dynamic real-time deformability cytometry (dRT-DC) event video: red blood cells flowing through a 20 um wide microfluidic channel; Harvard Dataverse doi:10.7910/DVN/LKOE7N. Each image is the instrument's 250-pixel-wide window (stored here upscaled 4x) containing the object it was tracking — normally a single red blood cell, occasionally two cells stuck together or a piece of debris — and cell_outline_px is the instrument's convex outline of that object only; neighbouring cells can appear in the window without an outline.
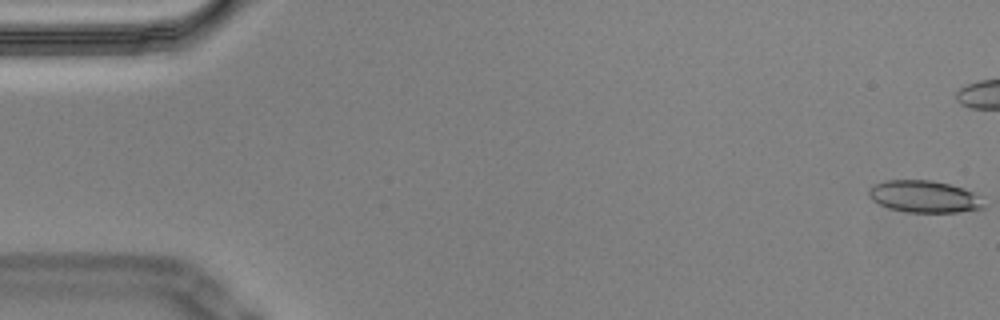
{"species": "Egyptian fruit bat (a non-hibernating species)", "species_latin": "Rousettus aegyptiacus", "temperature_condition": "cold", "stored_images_in_passage": 57, "camera_frame_rate_fps": 3000, "um_per_image_px": 0.085, "animal": {"sex": "male"}, "frame": {"image": 1, "passage_image": 1, "time_ms": 0.0, "image_size_px": [1000, 320], "cell_outline_px": [[984, 208], [956, 212], [908, 212], [888, 208], [872, 200], [868, 196], [868, 188], [876, 184], [888, 180], [932, 180], [964, 188], [980, 196], [984, 204]], "centroid_in_image_um": [78.55, 16.71], "position_along_channel_um": 6.4, "area_um2": 21.39}}
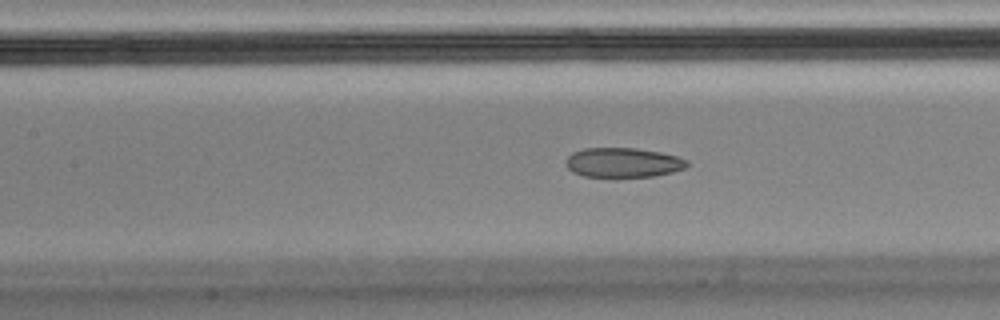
{"frame": {"image": 2, "passage_image": 25, "time_ms": 8.0, "image_size_px": [1000, 320], "cell_outline_px": [[688, 164], [684, 168], [672, 172], [652, 176], [616, 180], [584, 176], [572, 172], [568, 168], [568, 156], [572, 152], [584, 148], [636, 148], [660, 152], [676, 156], [688, 160]], "centroid_in_image_um": [52.95, 13.86], "position_along_channel_um": 154.5, "area_um2": 21.56}, "authors_computed_cell_mechanics": {"area_um2": 22.542, "velocity_mm_per_s": 3.5707, "shape_relaxation_time_tau1_ms": null, "shape_relaxation_time_tau2_ms": 2.2722, "deformation_change_tau1": null, "deformation_change_tau2": 0.0685}}